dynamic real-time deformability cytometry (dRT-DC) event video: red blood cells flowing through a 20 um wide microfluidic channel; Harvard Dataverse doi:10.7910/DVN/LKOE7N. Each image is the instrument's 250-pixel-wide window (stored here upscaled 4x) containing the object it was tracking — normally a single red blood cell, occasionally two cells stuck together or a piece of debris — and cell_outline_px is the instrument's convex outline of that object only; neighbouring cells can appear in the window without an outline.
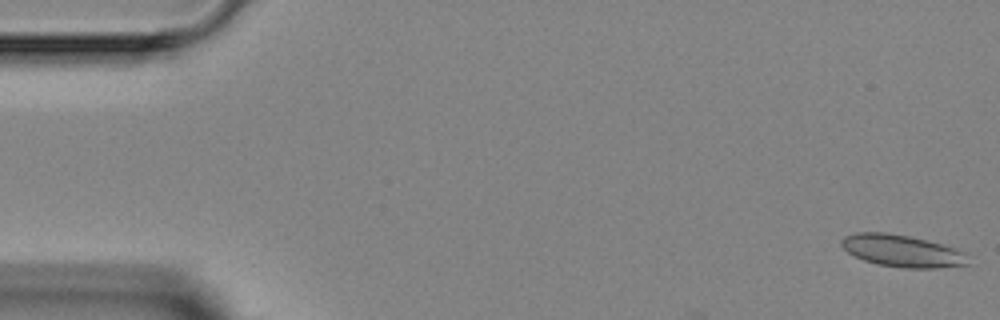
{"species": "Egyptian fruit bat (a non-hibernating species)", "species_latin": "Rousettus aegyptiacus", "temperature_condition": "room temperature", "stored_images_in_passage": 3, "camera_frame_rate_fps": 3000, "um_per_image_px": 0.085, "animal": {"sex": "female"}, "frame": {"image": 1, "passage_image": 1, "time_ms": 0.0, "image_size_px": [1000, 320], "cell_outline_px": [[968, 264], [936, 268], [904, 268], [876, 264], [864, 260], [848, 252], [840, 244], [840, 240], [844, 236], [856, 232], [884, 232], [908, 236], [956, 248], [964, 252]], "centroid_in_image_um": [76.63, 21.32], "position_along_channel_um": 8.4, "area_um2": 23.41}}